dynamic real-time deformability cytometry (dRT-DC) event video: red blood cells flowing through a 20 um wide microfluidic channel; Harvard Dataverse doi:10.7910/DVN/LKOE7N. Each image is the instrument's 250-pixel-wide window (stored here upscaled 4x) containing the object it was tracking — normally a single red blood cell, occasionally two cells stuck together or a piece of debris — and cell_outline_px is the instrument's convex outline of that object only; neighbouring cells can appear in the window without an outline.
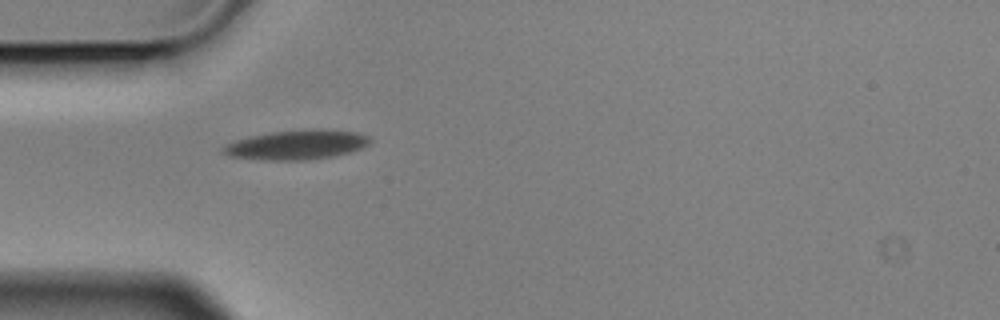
{"species": "Egyptian fruit bat (a non-hibernating species)", "species_latin": "Rousettus aegyptiacus", "temperature_condition": "cold", "stored_images_in_passage": 6, "camera_frame_rate_fps": 3000, "um_per_image_px": 0.085, "animal": {"sex": "male"}, "frame": {"image": 1, "passage_image": 5, "time_ms": 1.333, "image_size_px": [1000, 320], "cell_outline_px": [[372, 140], [368, 144], [352, 152], [336, 156], [304, 160], [264, 160], [228, 156], [220, 152], [220, 148], [224, 144], [236, 140], [252, 136], [272, 132], [312, 128], [316, 128], [356, 132], [368, 136]], "centroid_in_image_um": [25.2, 12.31], "position_along_channel_um": 59.8, "area_um2": 25.49}}
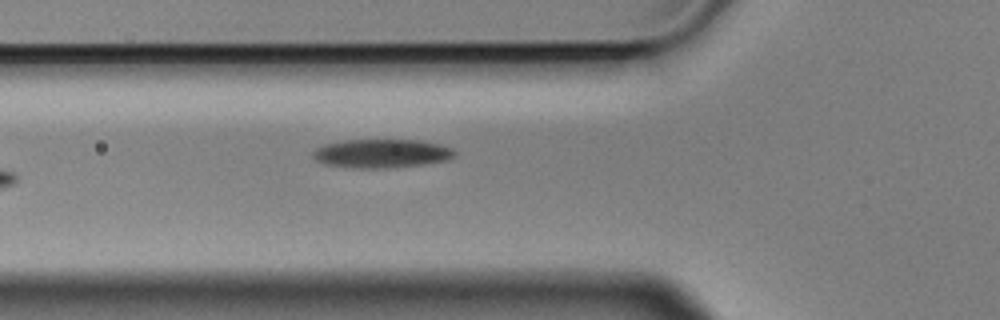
{"frame": {"image": 2, "passage_image": 6, "time_ms": 1.667, "image_size_px": [1000, 320], "cell_outline_px": [[456, 156], [448, 160], [424, 164], [388, 168], [360, 168], [324, 164], [316, 160], [312, 156], [312, 152], [316, 148], [324, 144], [344, 140], [420, 140], [440, 144], [452, 148], [456, 152]], "centroid_in_image_um": [32.46, 13.04], "position_along_channel_um": 93.3, "area_um2": 23.81}}